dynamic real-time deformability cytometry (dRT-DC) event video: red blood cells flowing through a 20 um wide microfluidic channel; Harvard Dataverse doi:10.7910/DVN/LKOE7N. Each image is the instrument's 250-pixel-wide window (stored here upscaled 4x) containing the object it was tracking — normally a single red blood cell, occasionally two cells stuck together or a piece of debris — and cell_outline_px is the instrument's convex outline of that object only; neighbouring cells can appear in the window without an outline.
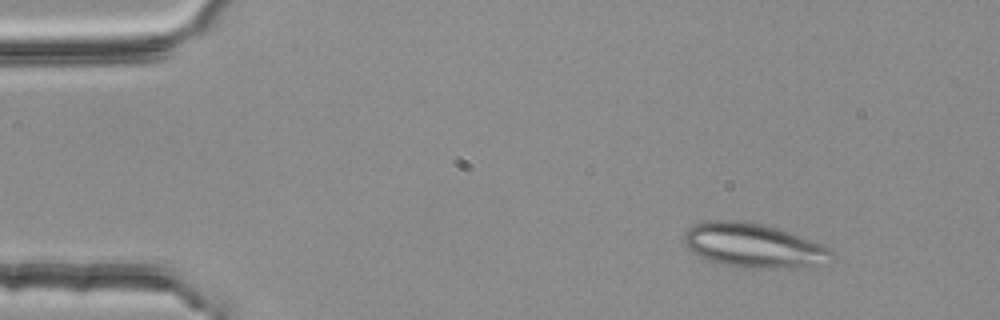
{"species": "common noctule bat (a hibernating species)", "species_latin": "Nyctalus noctula", "temperature_condition": "room temperature", "stored_images_in_passage": 4, "segment_of_instrument_passage": [1, 2], "camera_frame_rate_fps": 3000, "um_per_image_px": 0.085, "animal": {"sex": "female", "body_mass_g": 25.1}, "frame": {"image": 1, "passage_image": 1, "time_ms": 0.0, "image_size_px": [1000, 320], "cell_outline_px": [[832, 252], [808, 264], [796, 268], [748, 268], [724, 264], [708, 260], [692, 252], [684, 244], [684, 232], [692, 224], [704, 220], [740, 220], [760, 224], [776, 228], [824, 244]], "centroid_in_image_um": [63.86, 20.82], "position_along_channel_um": 21.1, "area_um2": 37.05}}